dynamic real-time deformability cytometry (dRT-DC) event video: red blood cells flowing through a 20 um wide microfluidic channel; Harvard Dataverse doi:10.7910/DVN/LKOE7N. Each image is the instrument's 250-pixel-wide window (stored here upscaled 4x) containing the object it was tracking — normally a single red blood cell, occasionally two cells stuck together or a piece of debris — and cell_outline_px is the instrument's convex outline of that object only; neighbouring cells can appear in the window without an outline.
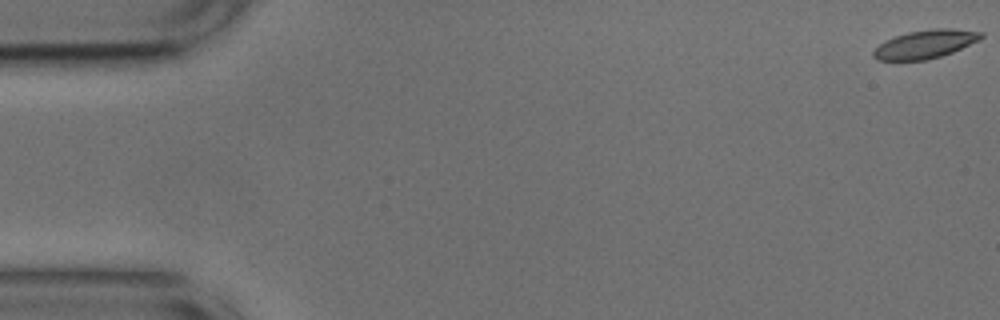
{"species": "common noctule bat (a hibernating species)", "species_latin": "Nyctalus noctula", "temperature_condition": "cold", "stored_images_in_passage": 48, "camera_frame_rate_fps": 3000, "um_per_image_px": 0.085, "animal": {"sex": "male", "body_mass_g": 17.9, "forearm_length_mm": 54.2}, "frame": {"image": 1, "passage_image": 1, "time_ms": 0.0, "image_size_px": [1000, 320], "cell_outline_px": [[984, 36], [980, 40], [952, 52], [940, 56], [924, 60], [876, 60], [872, 56], [872, 52], [880, 44], [896, 36], [908, 32], [932, 28], [952, 28], [984, 32]], "centroid_in_image_um": [78.68, 3.74], "position_along_channel_um": 6.3, "area_um2": 17.74}}
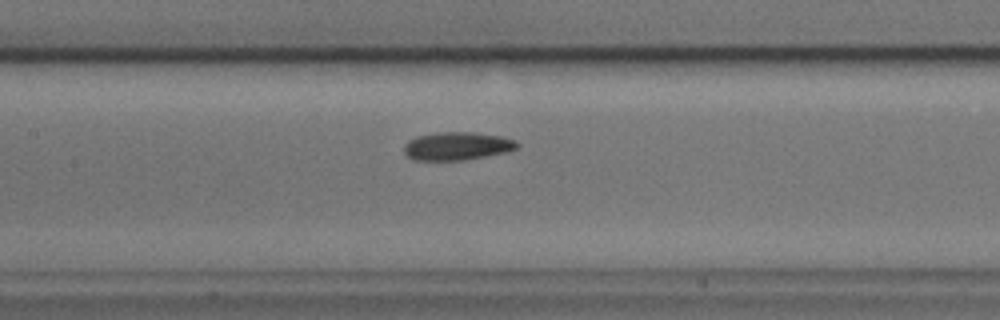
{"frame": {"image": 2, "passage_image": 25, "time_ms": 8.0, "image_size_px": [1000, 320], "cell_outline_px": [[520, 144], [516, 148], [508, 152], [464, 160], [412, 160], [404, 152], [404, 144], [408, 140], [416, 136], [440, 132], [472, 132], [500, 136], [516, 140]], "centroid_in_image_um": [38.85, 12.41], "position_along_channel_um": 168.6, "area_um2": 18.61}}
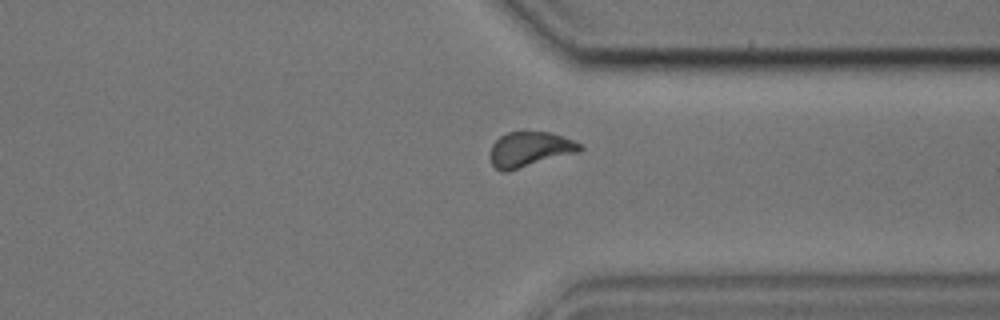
{"frame": {"image": 3, "passage_image": 41, "time_ms": 13.333, "image_size_px": [1000, 320], "cell_outline_px": [[584, 148], [580, 152], [508, 172], [500, 172], [492, 164], [492, 144], [500, 136], [508, 132], [552, 132], [584, 144]], "centroid_in_image_um": [45.1, 12.7], "position_along_channel_um": 366.3, "area_um2": 18.55}}